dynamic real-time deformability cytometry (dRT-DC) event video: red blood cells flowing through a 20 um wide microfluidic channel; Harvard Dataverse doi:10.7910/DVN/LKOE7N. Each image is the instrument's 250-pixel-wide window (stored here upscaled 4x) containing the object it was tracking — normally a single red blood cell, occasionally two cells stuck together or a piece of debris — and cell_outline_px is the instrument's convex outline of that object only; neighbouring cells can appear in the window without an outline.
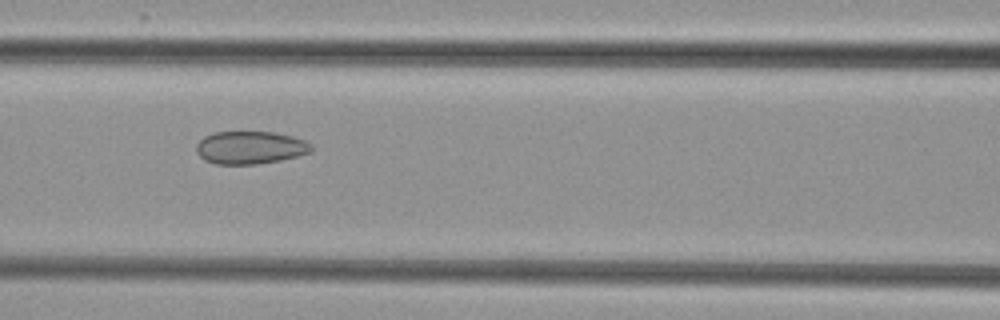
{"species": "common noctule bat (a hibernating species)", "species_latin": "Nyctalus noctula", "temperature_condition": "cold", "stored_images_in_passage": 6, "camera_frame_rate_fps": 3000, "um_per_image_px": 0.085, "animal": {"sex": "female", "body_mass_g": 29.2, "forearm_length_mm": 56.3}, "frame": {"image": 1, "passage_image": 4, "time_ms": 3.333, "image_size_px": [1000, 320], "cell_outline_px": [[312, 152], [280, 160], [256, 164], [216, 164], [204, 160], [196, 152], [196, 144], [204, 136], [212, 132], [272, 132], [292, 136], [304, 140], [312, 144]], "centroid_in_image_um": [21.25, 12.54], "position_along_channel_um": 145.4, "area_um2": 22.02}}
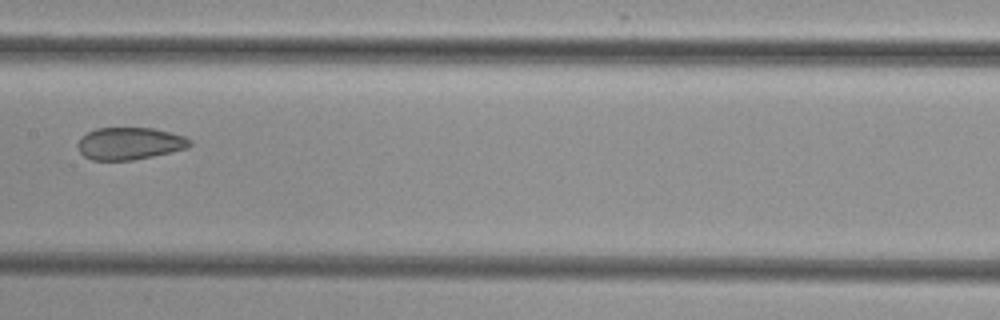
{"frame": {"image": 2, "passage_image": 5, "time_ms": 4.667, "image_size_px": [1000, 320], "cell_outline_px": [[192, 144], [188, 148], [152, 156], [132, 160], [92, 160], [84, 156], [80, 152], [76, 144], [80, 136], [96, 128], [152, 128], [184, 136], [192, 140]], "centroid_in_image_um": [10.99, 12.19], "position_along_channel_um": 196.4, "area_um2": 21.1}}
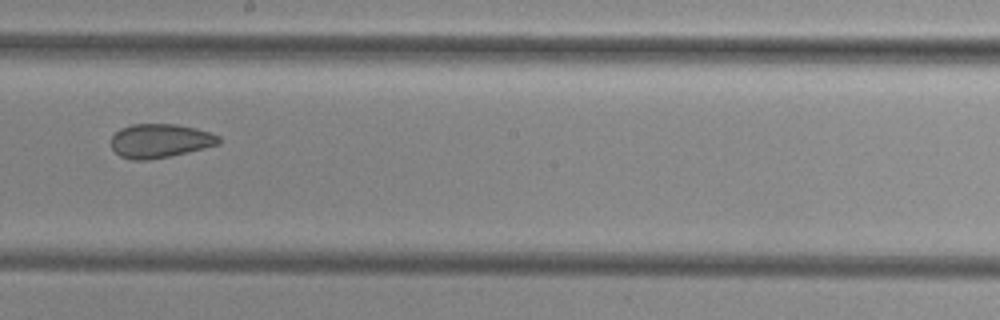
{"frame": {"image": 3, "passage_image": 6, "time_ms": 5.667, "image_size_px": [1000, 320], "cell_outline_px": [[220, 144], [204, 148], [168, 156], [148, 160], [132, 160], [120, 156], [112, 148], [112, 136], [120, 128], [132, 124], [176, 124], [196, 128], [220, 136]], "centroid_in_image_um": [13.6, 11.96], "position_along_channel_um": 234.6, "area_um2": 21.15}}